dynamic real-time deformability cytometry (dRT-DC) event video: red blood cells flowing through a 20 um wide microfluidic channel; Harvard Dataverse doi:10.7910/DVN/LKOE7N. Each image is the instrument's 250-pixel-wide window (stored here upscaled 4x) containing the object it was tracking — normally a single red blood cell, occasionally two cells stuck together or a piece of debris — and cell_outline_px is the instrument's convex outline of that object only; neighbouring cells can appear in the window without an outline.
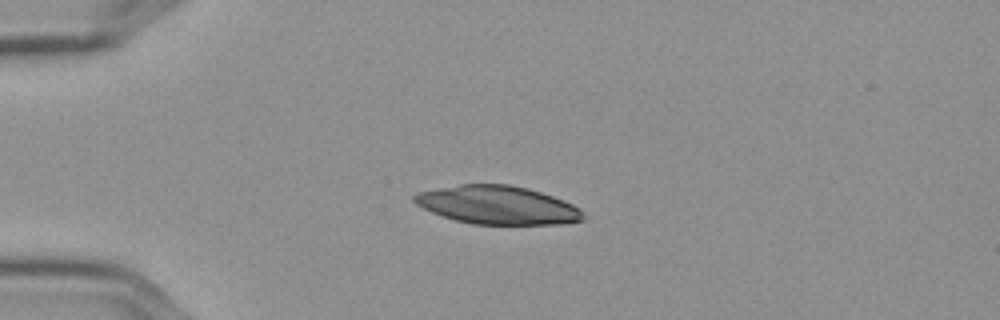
{"species": "Egyptian fruit bat (a non-hibernating species)", "species_latin": "Rousettus aegyptiacus", "temperature_condition": "cold", "stored_images_in_passage": 2, "camera_frame_rate_fps": 3000, "um_per_image_px": 0.085, "frame": {"image": 1, "passage_image": 1, "time_ms": 0.0, "image_size_px": [1000, 320], "cell_outline_px": [[584, 220], [560, 224], [472, 224], [456, 220], [432, 212], [416, 204], [412, 200], [412, 196], [420, 192], [460, 184], [508, 184], [528, 188], [564, 200], [580, 208], [584, 212]], "centroid_in_image_um": [42.32, 17.43], "position_along_channel_um": 42.7, "area_um2": 37.57}}